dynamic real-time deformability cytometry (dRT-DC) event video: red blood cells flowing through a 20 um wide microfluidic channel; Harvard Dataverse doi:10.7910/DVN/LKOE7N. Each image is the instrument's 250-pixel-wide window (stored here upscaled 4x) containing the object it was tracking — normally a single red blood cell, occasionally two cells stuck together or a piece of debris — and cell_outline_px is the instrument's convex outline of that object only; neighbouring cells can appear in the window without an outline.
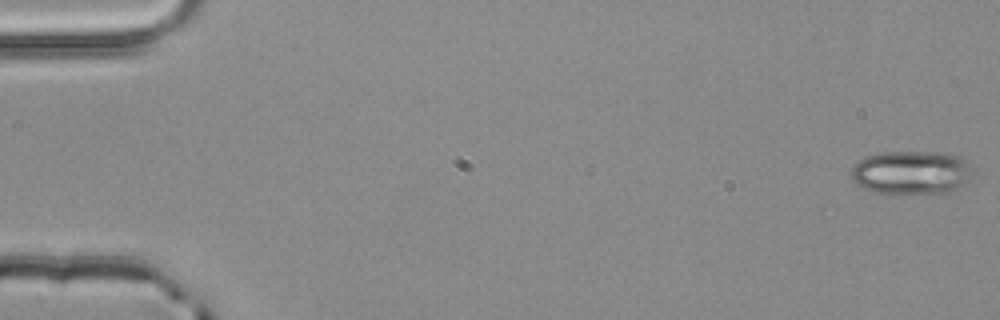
{"species": "common noctule bat (a hibernating species)", "species_latin": "Nyctalus noctula", "temperature_condition": "room temperature", "stored_images_in_passage": 4, "camera_frame_rate_fps": 3000, "um_per_image_px": 0.085, "animal": {"sex": "male", "body_mass_g": 20.4}, "frame": {"image": 1, "passage_image": 1, "time_ms": 0.0, "image_size_px": [1000, 320], "cell_outline_px": [[968, 180], [956, 192], [904, 196], [892, 196], [876, 192], [864, 188], [856, 184], [852, 176], [852, 168], [864, 156], [880, 152], [932, 152], [960, 156], [968, 160]], "centroid_in_image_um": [77.44, 14.72], "position_along_channel_um": 7.6, "area_um2": 31.62}}